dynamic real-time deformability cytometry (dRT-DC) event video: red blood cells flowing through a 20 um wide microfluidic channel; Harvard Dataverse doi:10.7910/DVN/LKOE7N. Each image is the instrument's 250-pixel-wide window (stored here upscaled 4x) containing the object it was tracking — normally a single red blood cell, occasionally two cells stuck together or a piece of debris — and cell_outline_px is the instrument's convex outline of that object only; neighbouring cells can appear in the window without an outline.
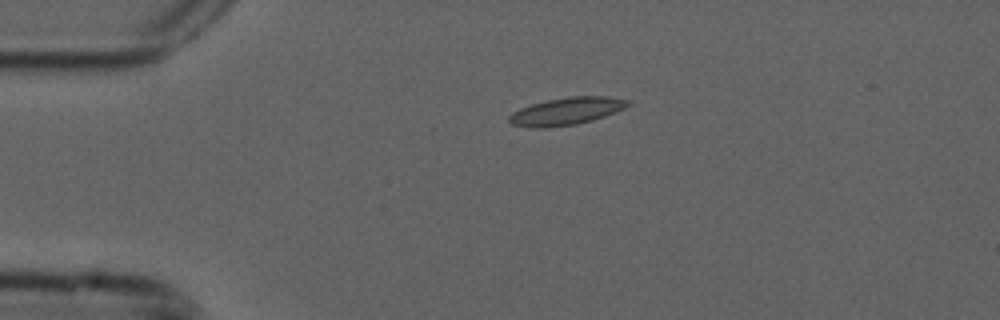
{"species": "common noctule bat (a hibernating species)", "species_latin": "Nyctalus noctula", "temperature_condition": "cold", "stored_images_in_passage": 2, "camera_frame_rate_fps": 3000, "um_per_image_px": 0.085, "animal": {"sex": "male", "forearm_length_mm": 52.5}, "frame": {"image": 1, "passage_image": 1, "time_ms": 0.0, "image_size_px": [1000, 320], "cell_outline_px": [[632, 104], [616, 112], [592, 120], [576, 124], [548, 128], [532, 128], [512, 124], [508, 120], [508, 116], [512, 112], [520, 108], [532, 104], [548, 100], [568, 96], [608, 96], [628, 100]], "centroid_in_image_um": [48.14, 9.45], "position_along_channel_um": 36.9, "area_um2": 19.07}}